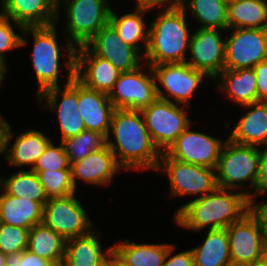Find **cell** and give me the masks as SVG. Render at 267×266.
<instances>
[{"instance_id":"cell-1","label":"cell","mask_w":267,"mask_h":266,"mask_svg":"<svg viewBox=\"0 0 267 266\" xmlns=\"http://www.w3.org/2000/svg\"><path fill=\"white\" fill-rule=\"evenodd\" d=\"M107 146L127 171L156 170L162 155L145 126L142 113L136 110L114 109Z\"/></svg>"},{"instance_id":"cell-2","label":"cell","mask_w":267,"mask_h":266,"mask_svg":"<svg viewBox=\"0 0 267 266\" xmlns=\"http://www.w3.org/2000/svg\"><path fill=\"white\" fill-rule=\"evenodd\" d=\"M216 187L212 192L194 198L179 207L174 215L177 226L202 231L227 228L250 210L252 192H235Z\"/></svg>"},{"instance_id":"cell-3","label":"cell","mask_w":267,"mask_h":266,"mask_svg":"<svg viewBox=\"0 0 267 266\" xmlns=\"http://www.w3.org/2000/svg\"><path fill=\"white\" fill-rule=\"evenodd\" d=\"M187 11L164 9L149 24L148 47L144 55L149 66L164 63H184L188 59L190 28Z\"/></svg>"},{"instance_id":"cell-4","label":"cell","mask_w":267,"mask_h":266,"mask_svg":"<svg viewBox=\"0 0 267 266\" xmlns=\"http://www.w3.org/2000/svg\"><path fill=\"white\" fill-rule=\"evenodd\" d=\"M109 5L105 0H57V21L61 15L60 7L64 6L66 15L65 55L68 60L65 66L68 70H75L76 48L86 45L103 26L109 23L111 11Z\"/></svg>"},{"instance_id":"cell-5","label":"cell","mask_w":267,"mask_h":266,"mask_svg":"<svg viewBox=\"0 0 267 266\" xmlns=\"http://www.w3.org/2000/svg\"><path fill=\"white\" fill-rule=\"evenodd\" d=\"M259 154L258 146L237 144L227 138L215 169L217 187L241 189L248 181L254 190L252 198H256Z\"/></svg>"},{"instance_id":"cell-6","label":"cell","mask_w":267,"mask_h":266,"mask_svg":"<svg viewBox=\"0 0 267 266\" xmlns=\"http://www.w3.org/2000/svg\"><path fill=\"white\" fill-rule=\"evenodd\" d=\"M182 106V107H181ZM157 98L142 113L145 126L153 142L161 153H165L175 143L183 131L191 126L184 105Z\"/></svg>"},{"instance_id":"cell-7","label":"cell","mask_w":267,"mask_h":266,"mask_svg":"<svg viewBox=\"0 0 267 266\" xmlns=\"http://www.w3.org/2000/svg\"><path fill=\"white\" fill-rule=\"evenodd\" d=\"M56 24L50 26L25 27L21 33L24 36L33 35L32 67L38 82L37 95L51 87H57L60 72L61 55L57 35ZM28 33V34H27Z\"/></svg>"},{"instance_id":"cell-8","label":"cell","mask_w":267,"mask_h":266,"mask_svg":"<svg viewBox=\"0 0 267 266\" xmlns=\"http://www.w3.org/2000/svg\"><path fill=\"white\" fill-rule=\"evenodd\" d=\"M156 171L168 175L171 197L196 195L200 198L217 187L215 169L175 160L166 152L160 156Z\"/></svg>"},{"instance_id":"cell-9","label":"cell","mask_w":267,"mask_h":266,"mask_svg":"<svg viewBox=\"0 0 267 266\" xmlns=\"http://www.w3.org/2000/svg\"><path fill=\"white\" fill-rule=\"evenodd\" d=\"M67 82L64 88L51 87L44 90L38 96L42 108L49 109L56 114L59 129L61 130L60 142L64 139L75 137L86 129L78 110V80L75 78V70H68ZM59 97L61 101L59 102ZM45 100V104H43Z\"/></svg>"},{"instance_id":"cell-10","label":"cell","mask_w":267,"mask_h":266,"mask_svg":"<svg viewBox=\"0 0 267 266\" xmlns=\"http://www.w3.org/2000/svg\"><path fill=\"white\" fill-rule=\"evenodd\" d=\"M151 69L155 77L158 98L184 106L189 104V100L204 78H209L204 72L192 68L186 62L164 63L151 66Z\"/></svg>"},{"instance_id":"cell-11","label":"cell","mask_w":267,"mask_h":266,"mask_svg":"<svg viewBox=\"0 0 267 266\" xmlns=\"http://www.w3.org/2000/svg\"><path fill=\"white\" fill-rule=\"evenodd\" d=\"M226 230L232 265L249 266L267 252V236L250 210Z\"/></svg>"},{"instance_id":"cell-12","label":"cell","mask_w":267,"mask_h":266,"mask_svg":"<svg viewBox=\"0 0 267 266\" xmlns=\"http://www.w3.org/2000/svg\"><path fill=\"white\" fill-rule=\"evenodd\" d=\"M75 194L49 198L43 206V223L66 241L89 234L94 225Z\"/></svg>"},{"instance_id":"cell-13","label":"cell","mask_w":267,"mask_h":266,"mask_svg":"<svg viewBox=\"0 0 267 266\" xmlns=\"http://www.w3.org/2000/svg\"><path fill=\"white\" fill-rule=\"evenodd\" d=\"M146 73L143 66L131 72L120 73L108 97L115 109L141 111L157 98L156 83L151 66Z\"/></svg>"},{"instance_id":"cell-14","label":"cell","mask_w":267,"mask_h":266,"mask_svg":"<svg viewBox=\"0 0 267 266\" xmlns=\"http://www.w3.org/2000/svg\"><path fill=\"white\" fill-rule=\"evenodd\" d=\"M226 37L224 69L253 68L267 60V29L233 28Z\"/></svg>"},{"instance_id":"cell-15","label":"cell","mask_w":267,"mask_h":266,"mask_svg":"<svg viewBox=\"0 0 267 266\" xmlns=\"http://www.w3.org/2000/svg\"><path fill=\"white\" fill-rule=\"evenodd\" d=\"M221 31V32H220ZM224 30L196 28L189 41V53L186 63L192 68L204 72L209 78H216L225 66V44L221 33Z\"/></svg>"},{"instance_id":"cell-16","label":"cell","mask_w":267,"mask_h":266,"mask_svg":"<svg viewBox=\"0 0 267 266\" xmlns=\"http://www.w3.org/2000/svg\"><path fill=\"white\" fill-rule=\"evenodd\" d=\"M189 128L183 131L166 153L181 162L216 169L226 139L223 141Z\"/></svg>"},{"instance_id":"cell-17","label":"cell","mask_w":267,"mask_h":266,"mask_svg":"<svg viewBox=\"0 0 267 266\" xmlns=\"http://www.w3.org/2000/svg\"><path fill=\"white\" fill-rule=\"evenodd\" d=\"M86 46L95 55L110 61L121 73L138 69L144 60L143 54L119 38L110 23L103 26Z\"/></svg>"},{"instance_id":"cell-18","label":"cell","mask_w":267,"mask_h":266,"mask_svg":"<svg viewBox=\"0 0 267 266\" xmlns=\"http://www.w3.org/2000/svg\"><path fill=\"white\" fill-rule=\"evenodd\" d=\"M120 73L110 61L95 55L86 45L76 48L75 78L85 87L109 95Z\"/></svg>"},{"instance_id":"cell-19","label":"cell","mask_w":267,"mask_h":266,"mask_svg":"<svg viewBox=\"0 0 267 266\" xmlns=\"http://www.w3.org/2000/svg\"><path fill=\"white\" fill-rule=\"evenodd\" d=\"M14 133L8 122L3 130V148L5 160L10 166L23 167L27 165L32 170L38 158L46 151L48 145L52 142L51 137H47L42 131L30 129L15 137V143L11 145Z\"/></svg>"},{"instance_id":"cell-20","label":"cell","mask_w":267,"mask_h":266,"mask_svg":"<svg viewBox=\"0 0 267 266\" xmlns=\"http://www.w3.org/2000/svg\"><path fill=\"white\" fill-rule=\"evenodd\" d=\"M120 170L123 168L118 164L113 152L106 146L71 164L72 183L75 189L77 187L76 179L88 185L106 187Z\"/></svg>"},{"instance_id":"cell-21","label":"cell","mask_w":267,"mask_h":266,"mask_svg":"<svg viewBox=\"0 0 267 266\" xmlns=\"http://www.w3.org/2000/svg\"><path fill=\"white\" fill-rule=\"evenodd\" d=\"M0 14L24 27L57 23V0H1Z\"/></svg>"},{"instance_id":"cell-22","label":"cell","mask_w":267,"mask_h":266,"mask_svg":"<svg viewBox=\"0 0 267 266\" xmlns=\"http://www.w3.org/2000/svg\"><path fill=\"white\" fill-rule=\"evenodd\" d=\"M77 105L87 130L109 135L115 108L107 94L89 89L78 81Z\"/></svg>"},{"instance_id":"cell-23","label":"cell","mask_w":267,"mask_h":266,"mask_svg":"<svg viewBox=\"0 0 267 266\" xmlns=\"http://www.w3.org/2000/svg\"><path fill=\"white\" fill-rule=\"evenodd\" d=\"M246 113L240 117L228 139L242 145H267V102L242 106Z\"/></svg>"},{"instance_id":"cell-24","label":"cell","mask_w":267,"mask_h":266,"mask_svg":"<svg viewBox=\"0 0 267 266\" xmlns=\"http://www.w3.org/2000/svg\"><path fill=\"white\" fill-rule=\"evenodd\" d=\"M215 79L228 99L245 106L258 102L256 75L253 68L224 69Z\"/></svg>"},{"instance_id":"cell-25","label":"cell","mask_w":267,"mask_h":266,"mask_svg":"<svg viewBox=\"0 0 267 266\" xmlns=\"http://www.w3.org/2000/svg\"><path fill=\"white\" fill-rule=\"evenodd\" d=\"M0 195V223L31 229L43 222V206L36 201L6 194Z\"/></svg>"},{"instance_id":"cell-26","label":"cell","mask_w":267,"mask_h":266,"mask_svg":"<svg viewBox=\"0 0 267 266\" xmlns=\"http://www.w3.org/2000/svg\"><path fill=\"white\" fill-rule=\"evenodd\" d=\"M98 236L91 231L67 240L62 266H104L105 256L112 246L103 251Z\"/></svg>"},{"instance_id":"cell-27","label":"cell","mask_w":267,"mask_h":266,"mask_svg":"<svg viewBox=\"0 0 267 266\" xmlns=\"http://www.w3.org/2000/svg\"><path fill=\"white\" fill-rule=\"evenodd\" d=\"M134 11L118 17L111 8L109 23L115 28L119 38L124 43L133 46L140 53H142L141 49L144 48V56L148 47L149 25L147 26L146 21L144 22L143 15H146L149 10L135 6Z\"/></svg>"},{"instance_id":"cell-28","label":"cell","mask_w":267,"mask_h":266,"mask_svg":"<svg viewBox=\"0 0 267 266\" xmlns=\"http://www.w3.org/2000/svg\"><path fill=\"white\" fill-rule=\"evenodd\" d=\"M205 241L192 248L194 266H231L226 228L207 230Z\"/></svg>"},{"instance_id":"cell-29","label":"cell","mask_w":267,"mask_h":266,"mask_svg":"<svg viewBox=\"0 0 267 266\" xmlns=\"http://www.w3.org/2000/svg\"><path fill=\"white\" fill-rule=\"evenodd\" d=\"M66 240L43 222L34 225L28 234L27 250L44 259L62 266Z\"/></svg>"},{"instance_id":"cell-30","label":"cell","mask_w":267,"mask_h":266,"mask_svg":"<svg viewBox=\"0 0 267 266\" xmlns=\"http://www.w3.org/2000/svg\"><path fill=\"white\" fill-rule=\"evenodd\" d=\"M228 29H267V0H236L227 4Z\"/></svg>"},{"instance_id":"cell-31","label":"cell","mask_w":267,"mask_h":266,"mask_svg":"<svg viewBox=\"0 0 267 266\" xmlns=\"http://www.w3.org/2000/svg\"><path fill=\"white\" fill-rule=\"evenodd\" d=\"M173 244L130 242L129 239L112 246L130 266H163L169 248Z\"/></svg>"},{"instance_id":"cell-32","label":"cell","mask_w":267,"mask_h":266,"mask_svg":"<svg viewBox=\"0 0 267 266\" xmlns=\"http://www.w3.org/2000/svg\"><path fill=\"white\" fill-rule=\"evenodd\" d=\"M188 10L201 26L227 32V4L223 0H185L182 7Z\"/></svg>"},{"instance_id":"cell-33","label":"cell","mask_w":267,"mask_h":266,"mask_svg":"<svg viewBox=\"0 0 267 266\" xmlns=\"http://www.w3.org/2000/svg\"><path fill=\"white\" fill-rule=\"evenodd\" d=\"M1 190L8 195L39 202L42 206L48 201L38 174L32 170H18L8 178H3Z\"/></svg>"},{"instance_id":"cell-34","label":"cell","mask_w":267,"mask_h":266,"mask_svg":"<svg viewBox=\"0 0 267 266\" xmlns=\"http://www.w3.org/2000/svg\"><path fill=\"white\" fill-rule=\"evenodd\" d=\"M70 165L84 159L92 152L107 146V136L91 130H83L79 135L61 141Z\"/></svg>"},{"instance_id":"cell-35","label":"cell","mask_w":267,"mask_h":266,"mask_svg":"<svg viewBox=\"0 0 267 266\" xmlns=\"http://www.w3.org/2000/svg\"><path fill=\"white\" fill-rule=\"evenodd\" d=\"M38 176L48 199L66 197L76 192L71 169L40 171Z\"/></svg>"},{"instance_id":"cell-36","label":"cell","mask_w":267,"mask_h":266,"mask_svg":"<svg viewBox=\"0 0 267 266\" xmlns=\"http://www.w3.org/2000/svg\"><path fill=\"white\" fill-rule=\"evenodd\" d=\"M29 229L0 223V250L13 259L28 246Z\"/></svg>"},{"instance_id":"cell-37","label":"cell","mask_w":267,"mask_h":266,"mask_svg":"<svg viewBox=\"0 0 267 266\" xmlns=\"http://www.w3.org/2000/svg\"><path fill=\"white\" fill-rule=\"evenodd\" d=\"M13 24L16 25L15 27H18L21 32L25 28L20 23L0 14V62L6 67L5 52L11 51L15 48L18 49V47H23L28 43V40L14 31V27L12 26Z\"/></svg>"},{"instance_id":"cell-38","label":"cell","mask_w":267,"mask_h":266,"mask_svg":"<svg viewBox=\"0 0 267 266\" xmlns=\"http://www.w3.org/2000/svg\"><path fill=\"white\" fill-rule=\"evenodd\" d=\"M59 145V146H58ZM57 146L51 142L46 151L38 158L32 171L38 174L40 171H57L71 169L68 157L60 142Z\"/></svg>"},{"instance_id":"cell-39","label":"cell","mask_w":267,"mask_h":266,"mask_svg":"<svg viewBox=\"0 0 267 266\" xmlns=\"http://www.w3.org/2000/svg\"><path fill=\"white\" fill-rule=\"evenodd\" d=\"M265 147V148H264ZM257 194L265 195L267 194V145L262 146L259 154V168H258V178L255 189V196Z\"/></svg>"},{"instance_id":"cell-40","label":"cell","mask_w":267,"mask_h":266,"mask_svg":"<svg viewBox=\"0 0 267 266\" xmlns=\"http://www.w3.org/2000/svg\"><path fill=\"white\" fill-rule=\"evenodd\" d=\"M256 75L258 102H267V60L253 67Z\"/></svg>"},{"instance_id":"cell-41","label":"cell","mask_w":267,"mask_h":266,"mask_svg":"<svg viewBox=\"0 0 267 266\" xmlns=\"http://www.w3.org/2000/svg\"><path fill=\"white\" fill-rule=\"evenodd\" d=\"M174 244L169 248L163 266H194V258L191 249L172 255Z\"/></svg>"},{"instance_id":"cell-42","label":"cell","mask_w":267,"mask_h":266,"mask_svg":"<svg viewBox=\"0 0 267 266\" xmlns=\"http://www.w3.org/2000/svg\"><path fill=\"white\" fill-rule=\"evenodd\" d=\"M13 261L16 266H56L53 262L39 257L27 249L15 256Z\"/></svg>"},{"instance_id":"cell-43","label":"cell","mask_w":267,"mask_h":266,"mask_svg":"<svg viewBox=\"0 0 267 266\" xmlns=\"http://www.w3.org/2000/svg\"><path fill=\"white\" fill-rule=\"evenodd\" d=\"M136 6L147 10H153L154 8L165 9H181L185 0H134ZM165 7V8H164Z\"/></svg>"},{"instance_id":"cell-44","label":"cell","mask_w":267,"mask_h":266,"mask_svg":"<svg viewBox=\"0 0 267 266\" xmlns=\"http://www.w3.org/2000/svg\"><path fill=\"white\" fill-rule=\"evenodd\" d=\"M250 211L257 217L267 236V202L259 204L254 198L250 199Z\"/></svg>"},{"instance_id":"cell-45","label":"cell","mask_w":267,"mask_h":266,"mask_svg":"<svg viewBox=\"0 0 267 266\" xmlns=\"http://www.w3.org/2000/svg\"><path fill=\"white\" fill-rule=\"evenodd\" d=\"M104 266H130L126 260L112 247L105 256Z\"/></svg>"},{"instance_id":"cell-46","label":"cell","mask_w":267,"mask_h":266,"mask_svg":"<svg viewBox=\"0 0 267 266\" xmlns=\"http://www.w3.org/2000/svg\"><path fill=\"white\" fill-rule=\"evenodd\" d=\"M0 113V154H2V148H3V130L6 125V122L4 117H2Z\"/></svg>"},{"instance_id":"cell-47","label":"cell","mask_w":267,"mask_h":266,"mask_svg":"<svg viewBox=\"0 0 267 266\" xmlns=\"http://www.w3.org/2000/svg\"><path fill=\"white\" fill-rule=\"evenodd\" d=\"M249 266H267V252Z\"/></svg>"},{"instance_id":"cell-48","label":"cell","mask_w":267,"mask_h":266,"mask_svg":"<svg viewBox=\"0 0 267 266\" xmlns=\"http://www.w3.org/2000/svg\"><path fill=\"white\" fill-rule=\"evenodd\" d=\"M7 71H8L7 67L0 62V87L4 82V78Z\"/></svg>"},{"instance_id":"cell-49","label":"cell","mask_w":267,"mask_h":266,"mask_svg":"<svg viewBox=\"0 0 267 266\" xmlns=\"http://www.w3.org/2000/svg\"><path fill=\"white\" fill-rule=\"evenodd\" d=\"M10 259L0 250V266H4Z\"/></svg>"},{"instance_id":"cell-50","label":"cell","mask_w":267,"mask_h":266,"mask_svg":"<svg viewBox=\"0 0 267 266\" xmlns=\"http://www.w3.org/2000/svg\"><path fill=\"white\" fill-rule=\"evenodd\" d=\"M4 266H16L13 259H10Z\"/></svg>"},{"instance_id":"cell-51","label":"cell","mask_w":267,"mask_h":266,"mask_svg":"<svg viewBox=\"0 0 267 266\" xmlns=\"http://www.w3.org/2000/svg\"><path fill=\"white\" fill-rule=\"evenodd\" d=\"M3 189V178H1V176H0V189Z\"/></svg>"},{"instance_id":"cell-52","label":"cell","mask_w":267,"mask_h":266,"mask_svg":"<svg viewBox=\"0 0 267 266\" xmlns=\"http://www.w3.org/2000/svg\"><path fill=\"white\" fill-rule=\"evenodd\" d=\"M226 4H228V3H231V2H234V1H236V0H223Z\"/></svg>"}]
</instances>
